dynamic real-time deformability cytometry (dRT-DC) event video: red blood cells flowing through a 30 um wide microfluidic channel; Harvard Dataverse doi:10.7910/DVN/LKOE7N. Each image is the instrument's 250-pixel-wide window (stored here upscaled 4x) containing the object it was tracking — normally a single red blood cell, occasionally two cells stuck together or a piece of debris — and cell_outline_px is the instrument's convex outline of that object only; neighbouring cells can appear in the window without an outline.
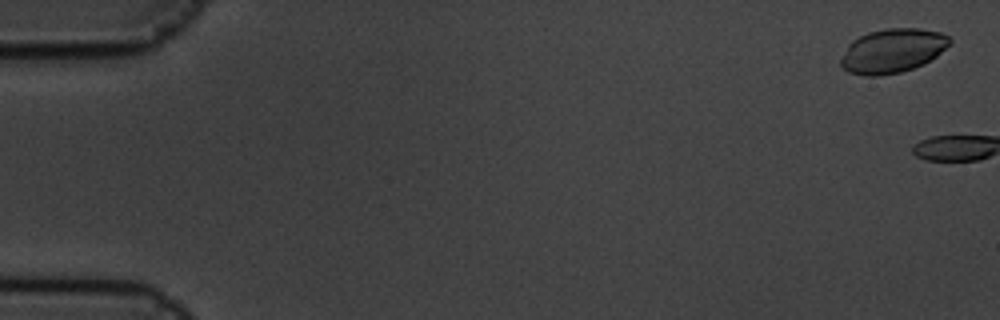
{"species": "common noctule bat (a hibernating species)", "species_latin": "Nyctalus noctula", "temperature_condition": "cold", "stored_images_in_passage": 6, "camera_frame_rate_fps": 3000, "um_per_image_px": 0.085, "animal": {"sex": "male", "body_mass_g": 19.5, "forearm_length_mm": 54.6}, "frame": {"image": 1, "passage_image": 1, "time_ms": 0.0, "image_size_px": [1000, 320], "cell_outline_px": [[952, 40], [936, 56], [924, 64], [900, 72], [876, 76], [868, 76], [848, 72], [840, 64], [840, 60], [848, 44], [852, 40], [868, 32], [884, 28], [920, 28], [940, 32], [948, 36]], "centroid_in_image_um": [75.84, 4.3], "position_along_channel_um": 9.2, "area_um2": 27.86}}
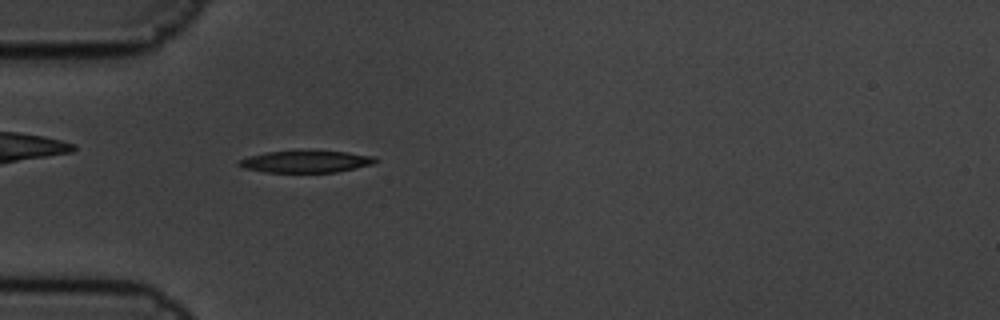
{"frame": {"image": 2, "passage_image": 6, "time_ms": 1.667, "image_size_px": [1000, 320], "cell_outline_px": [[380, 160], [376, 164], [336, 172], [264, 172], [244, 168], [236, 164], [240, 160], [248, 156], [264, 152], [348, 152], [376, 156]], "centroid_in_image_um": [26.06, 13.75], "position_along_channel_um": 58.9, "area_um2": 17.28}}